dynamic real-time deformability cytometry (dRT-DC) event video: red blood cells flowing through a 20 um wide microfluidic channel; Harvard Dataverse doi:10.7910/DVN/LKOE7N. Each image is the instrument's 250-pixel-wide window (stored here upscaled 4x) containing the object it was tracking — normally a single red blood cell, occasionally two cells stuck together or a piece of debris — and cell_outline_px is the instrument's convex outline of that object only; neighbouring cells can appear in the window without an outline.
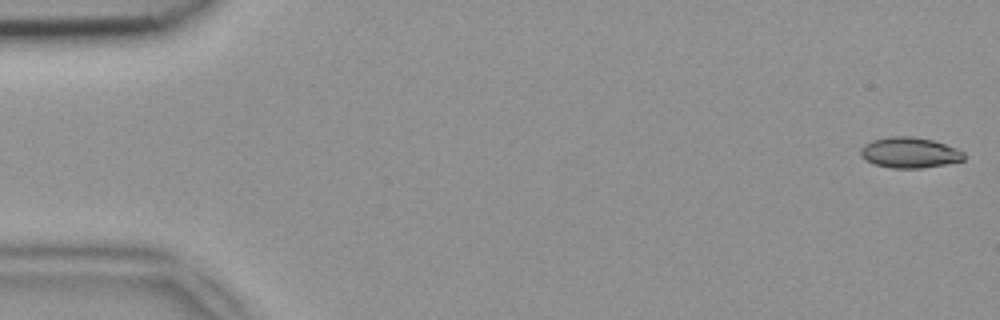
{"species": "common noctule bat (a hibernating species)", "species_latin": "Nyctalus noctula", "temperature_condition": "room temperature", "stored_images_in_passage": 15, "camera_frame_rate_fps": 3000, "um_per_image_px": 0.085, "animal": {"sex": "female", "body_mass_g": 18.4}, "frame": {"image": 1, "passage_image": 1, "time_ms": 0.0, "image_size_px": [1000, 320], "cell_outline_px": [[964, 160], [944, 164], [920, 168], [892, 168], [872, 164], [860, 156], [860, 148], [864, 144], [872, 140], [892, 136], [912, 136], [932, 140], [956, 148], [964, 152]], "centroid_in_image_um": [77.27, 12.97], "position_along_channel_um": 7.7, "area_um2": 18.44}}
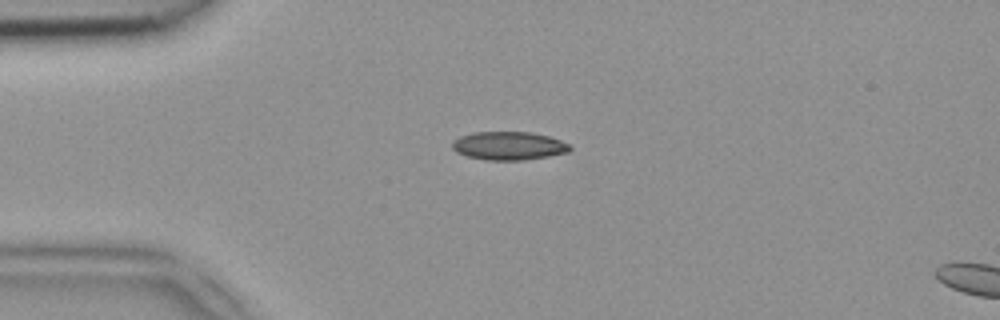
{"frame": {"image": 2, "passage_image": 12, "time_ms": 3.667, "image_size_px": [1000, 320], "cell_outline_px": [[572, 148], [568, 152], [548, 156], [524, 160], [488, 160], [468, 156], [456, 152], [452, 148], [452, 140], [460, 136], [472, 132], [528, 132], [548, 136], [560, 140], [568, 144]], "centroid_in_image_um": [43.21, 12.39], "position_along_channel_um": 41.8, "area_um2": 19.36}}